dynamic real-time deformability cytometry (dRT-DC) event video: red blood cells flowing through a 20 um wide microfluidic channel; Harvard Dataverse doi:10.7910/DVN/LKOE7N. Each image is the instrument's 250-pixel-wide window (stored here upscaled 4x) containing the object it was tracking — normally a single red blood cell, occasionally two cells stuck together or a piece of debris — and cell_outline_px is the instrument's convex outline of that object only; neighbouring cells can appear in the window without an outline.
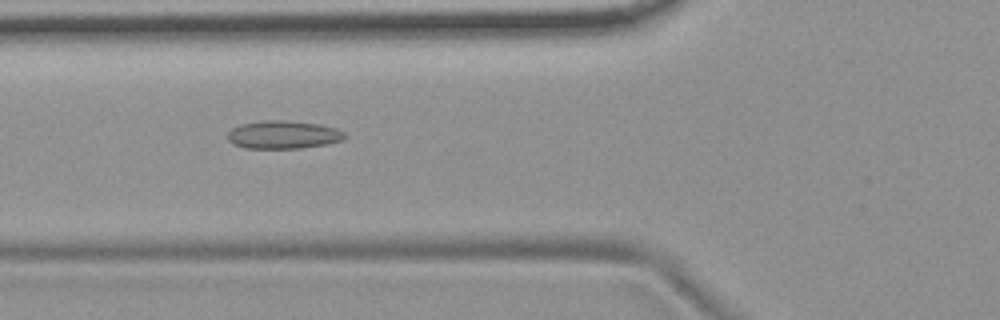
{"species": "common noctule bat (a hibernating species)", "species_latin": "Nyctalus noctula", "temperature_condition": "room temperature", "stored_images_in_passage": 53, "camera_frame_rate_fps": 3000, "um_per_image_px": 0.085, "animal": {"sex": "female", "body_mass_g": 19.9}, "frame": {"image": 1, "passage_image": 19, "time_ms": 6.0, "image_size_px": [1000, 320], "cell_outline_px": [[348, 136], [344, 140], [324, 144], [300, 148], [244, 148], [232, 144], [228, 140], [228, 132], [232, 128], [240, 124], [260, 120], [284, 120], [320, 124], [336, 128], [344, 132]], "centroid_in_image_um": [24.07, 11.44], "position_along_channel_um": 101.7, "area_um2": 19.31}}
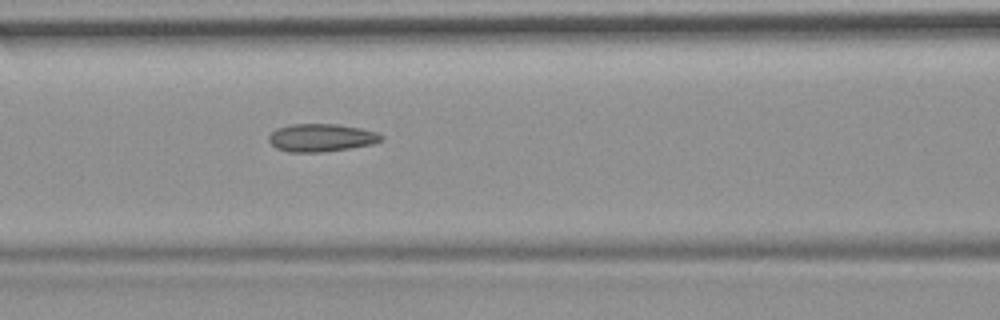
{"frame": {"image": 2, "passage_image": 22, "time_ms": 7.0, "image_size_px": [1000, 320], "cell_outline_px": [[384, 140], [372, 144], [324, 152], [288, 152], [276, 148], [268, 140], [268, 136], [276, 128], [292, 124], [336, 124], [360, 128], [376, 132], [384, 136]], "centroid_in_image_um": [27.3, 11.7], "position_along_channel_um": 139.3, "area_um2": 18.26}}
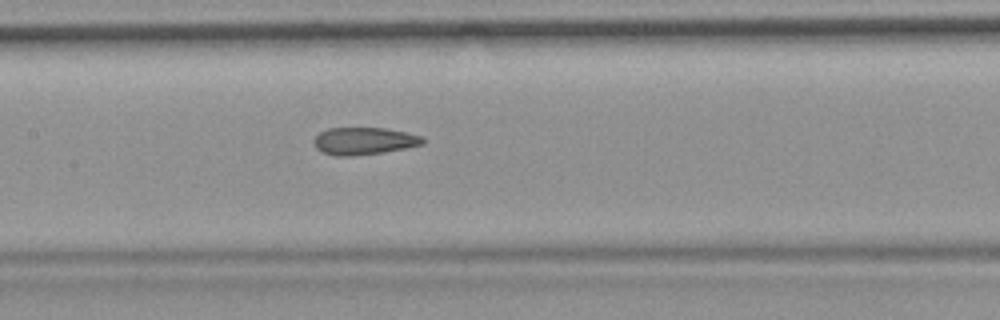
{"frame": {"image": 3, "passage_image": 25, "time_ms": 8.0, "image_size_px": [1000, 320], "cell_outline_px": [[424, 144], [404, 148], [380, 152], [352, 156], [336, 156], [320, 152], [312, 144], [312, 140], [320, 132], [328, 128], [384, 128], [408, 132], [424, 136]], "centroid_in_image_um": [30.91, 11.98], "position_along_channel_um": 176.5, "area_um2": 17.46}, "authors_computed_cell_mechanics": {"area_um2": 18.1492, "velocity_mm_per_s": 3.7263, "shape_relaxation_time_tau1_ms": null, "shape_relaxation_time_tau2_ms": 3.1654, "deformation_change_tau1": null, "deformation_change_tau2": 0.1113}}